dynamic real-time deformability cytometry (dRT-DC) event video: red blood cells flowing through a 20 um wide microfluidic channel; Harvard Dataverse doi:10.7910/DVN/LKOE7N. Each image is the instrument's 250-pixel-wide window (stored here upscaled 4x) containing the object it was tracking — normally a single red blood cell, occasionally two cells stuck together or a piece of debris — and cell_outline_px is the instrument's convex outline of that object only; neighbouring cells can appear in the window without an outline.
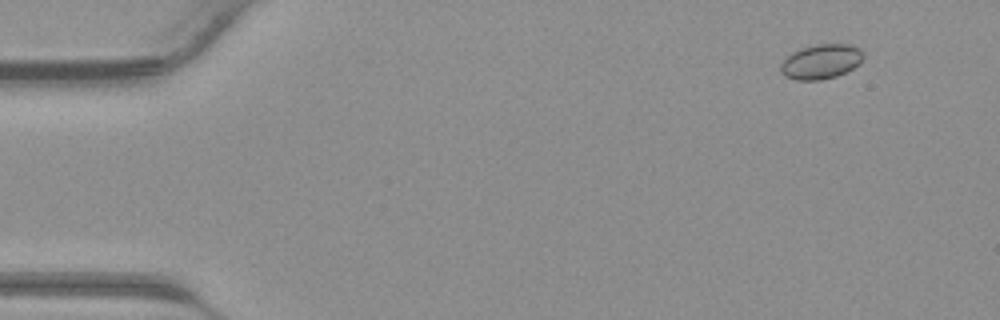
{"species": "common noctule bat (a hibernating species)", "species_latin": "Nyctalus noctula", "temperature_condition": "warm", "stored_images_in_passage": 43, "camera_frame_rate_fps": 3000, "um_per_image_px": 0.085, "animal": {"sex": "male", "body_mass_g": 23.1, "forearm_length_mm": 52.7}, "frame": {"image": 1, "passage_image": 5, "time_ms": 1.333, "image_size_px": [1000, 320], "cell_outline_px": [[864, 56], [860, 64], [836, 76], [820, 80], [796, 80], [784, 76], [780, 72], [780, 64], [792, 52], [816, 44], [852, 44], [860, 48], [864, 52]], "centroid_in_image_um": [69.81, 5.23], "position_along_channel_um": 15.2, "area_um2": 16.76}}
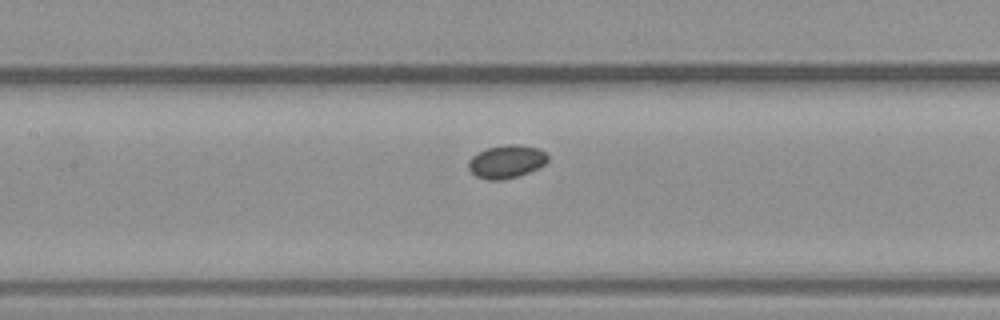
{"frame": {"image": 2, "passage_image": 21, "time_ms": 6.667, "image_size_px": [1000, 320], "cell_outline_px": [[548, 160], [544, 164], [528, 172], [516, 176], [500, 180], [488, 180], [476, 176], [468, 168], [468, 160], [476, 152], [488, 148], [508, 144], [516, 144], [540, 148], [548, 156]], "centroid_in_image_um": [43.02, 13.72], "position_along_channel_um": 164.4, "area_um2": 15.2}}
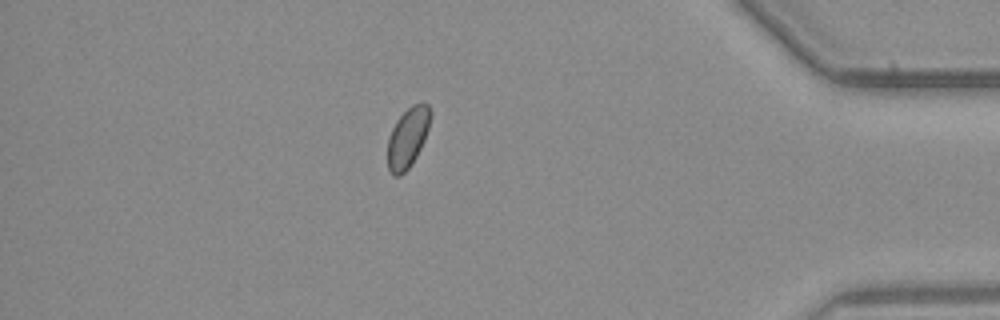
{"frame": {"image": 3, "passage_image": 38, "time_ms": 12.333, "image_size_px": [1000, 320], "cell_outline_px": [[432, 116], [424, 140], [412, 164], [400, 176], [396, 176], [388, 168], [388, 140], [392, 128], [396, 120], [412, 104], [428, 104], [432, 112]], "centroid_in_image_um": [34.67, 11.68], "position_along_channel_um": 400.5, "area_um2": 14.8}}